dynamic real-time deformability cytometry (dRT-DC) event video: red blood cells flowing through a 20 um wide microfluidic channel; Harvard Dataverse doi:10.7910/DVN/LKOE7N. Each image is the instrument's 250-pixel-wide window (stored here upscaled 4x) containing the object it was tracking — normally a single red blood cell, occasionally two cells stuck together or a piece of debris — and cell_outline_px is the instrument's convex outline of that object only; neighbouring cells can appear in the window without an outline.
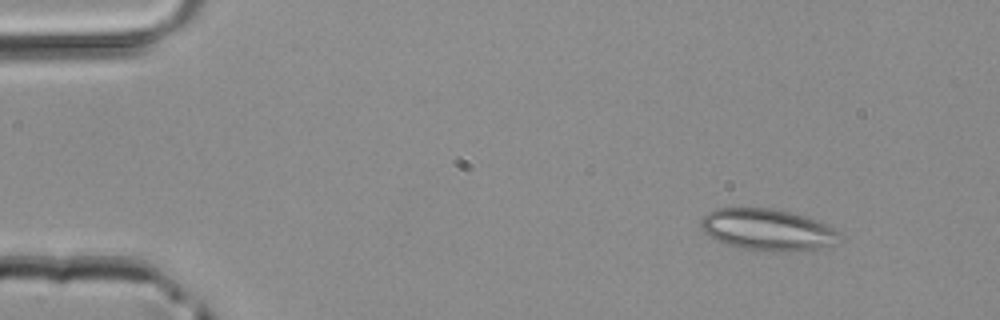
{"species": "common noctule bat (a hibernating species)", "species_latin": "Nyctalus noctula", "temperature_condition": "room temperature", "stored_images_in_passage": 4, "camera_frame_rate_fps": 3000, "um_per_image_px": 0.085, "animal": {"sex": "male", "body_mass_g": 20.4}, "frame": {"image": 1, "passage_image": 1, "time_ms": 0.0, "image_size_px": [1000, 320], "cell_outline_px": [[840, 232], [836, 244], [796, 252], [756, 252], [736, 248], [716, 240], [704, 232], [700, 224], [700, 220], [708, 212], [716, 208], [772, 208], [792, 212], [808, 216], [820, 220], [828, 224]], "centroid_in_image_um": [65.26, 19.54], "position_along_channel_um": 19.7, "area_um2": 34.45}}